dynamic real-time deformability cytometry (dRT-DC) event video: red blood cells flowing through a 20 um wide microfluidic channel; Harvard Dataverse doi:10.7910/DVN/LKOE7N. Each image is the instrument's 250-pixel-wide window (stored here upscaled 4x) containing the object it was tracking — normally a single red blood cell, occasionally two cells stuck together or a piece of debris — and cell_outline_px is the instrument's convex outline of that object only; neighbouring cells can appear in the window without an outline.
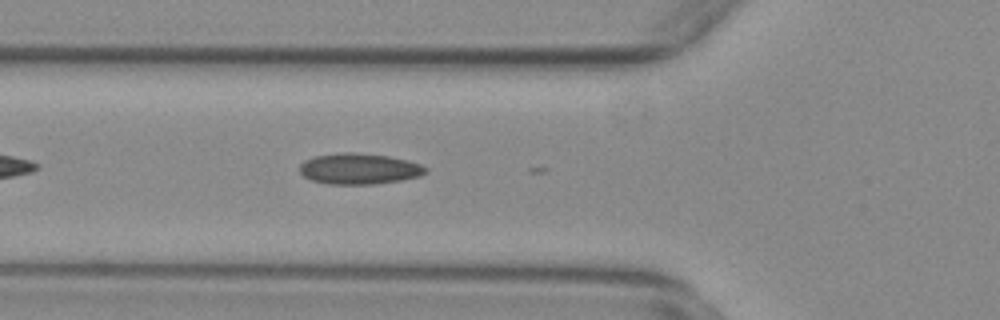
{"species": "common noctule bat (a hibernating species)", "species_latin": "Nyctalus noctula", "temperature_condition": "warm", "stored_images_in_passage": 5, "camera_frame_rate_fps": 3000, "um_per_image_px": 0.085, "animal": {"sex": "female", "body_mass_g": 29.2, "forearm_length_mm": 56.3}, "frame": {"image": 1, "passage_image": 4, "time_ms": 1.0, "image_size_px": [1000, 320], "cell_outline_px": [[428, 172], [420, 176], [400, 180], [376, 184], [328, 184], [312, 180], [304, 176], [300, 172], [300, 164], [304, 160], [316, 156], [344, 152], [352, 152], [388, 156], [408, 160], [420, 164], [428, 168]], "centroid_in_image_um": [30.55, 14.35], "position_along_channel_um": 95.3, "area_um2": 22.66}}